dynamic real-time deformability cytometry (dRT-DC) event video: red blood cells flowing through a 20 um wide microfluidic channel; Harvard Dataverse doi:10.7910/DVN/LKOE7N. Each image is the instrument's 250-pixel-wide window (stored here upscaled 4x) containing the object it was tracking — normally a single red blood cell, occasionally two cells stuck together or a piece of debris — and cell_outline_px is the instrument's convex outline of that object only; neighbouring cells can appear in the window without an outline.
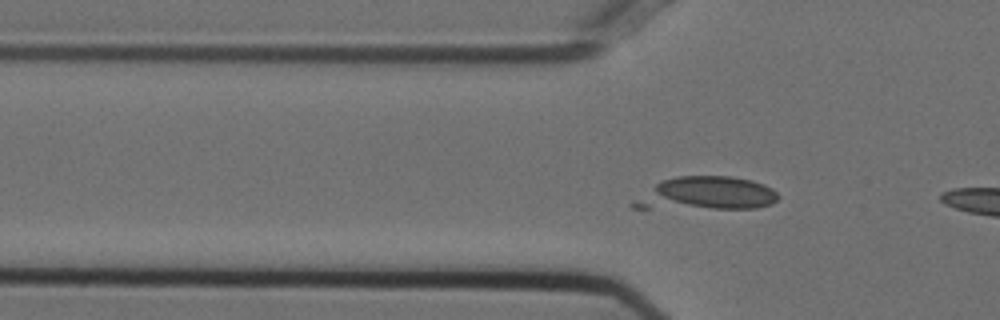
{"species": "Egyptian fruit bat (a non-hibernating species)", "species_latin": "Rousettus aegyptiacus", "temperature_condition": "cold", "stored_images_in_passage": 17, "camera_frame_rate_fps": 3000, "um_per_image_px": 0.085, "animal": {"sex": "female"}, "frame": {"image": 1, "passage_image": 14, "time_ms": 4.333, "image_size_px": [1000, 320], "cell_outline_px": [[780, 196], [772, 204], [756, 208], [712, 208], [688, 204], [656, 196], [656, 184], [664, 180], [676, 176], [732, 176], [752, 180], [764, 184], [772, 188]], "centroid_in_image_um": [60.94, 16.31], "position_along_channel_um": 64.9, "area_um2": 22.95}}